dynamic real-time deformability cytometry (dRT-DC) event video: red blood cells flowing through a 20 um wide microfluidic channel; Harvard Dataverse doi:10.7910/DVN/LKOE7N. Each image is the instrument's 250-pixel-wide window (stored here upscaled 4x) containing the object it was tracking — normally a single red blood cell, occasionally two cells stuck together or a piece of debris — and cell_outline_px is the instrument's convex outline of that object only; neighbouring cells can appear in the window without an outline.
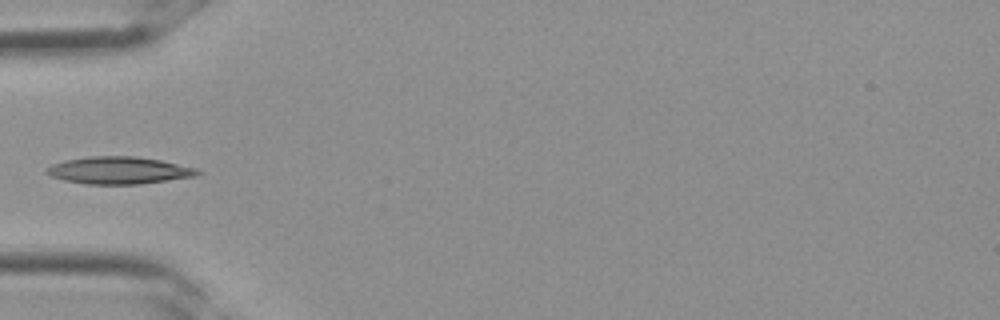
{"species": "Egyptian fruit bat (a non-hibernating species)", "species_latin": "Rousettus aegyptiacus", "temperature_condition": "room temperature", "stored_images_in_passage": 3, "camera_frame_rate_fps": 3000, "um_per_image_px": 0.085, "frame": {"image": 1, "passage_image": 3, "time_ms": 0.667, "image_size_px": [1000, 320], "cell_outline_px": [[204, 172], [196, 176], [140, 184], [84, 184], [64, 180], [52, 176], [44, 172], [44, 168], [52, 164], [64, 160], [88, 156], [136, 156], [160, 160], [196, 168]], "centroid_in_image_um": [10.08, 14.48], "position_along_channel_um": 74.9, "area_um2": 24.1}}